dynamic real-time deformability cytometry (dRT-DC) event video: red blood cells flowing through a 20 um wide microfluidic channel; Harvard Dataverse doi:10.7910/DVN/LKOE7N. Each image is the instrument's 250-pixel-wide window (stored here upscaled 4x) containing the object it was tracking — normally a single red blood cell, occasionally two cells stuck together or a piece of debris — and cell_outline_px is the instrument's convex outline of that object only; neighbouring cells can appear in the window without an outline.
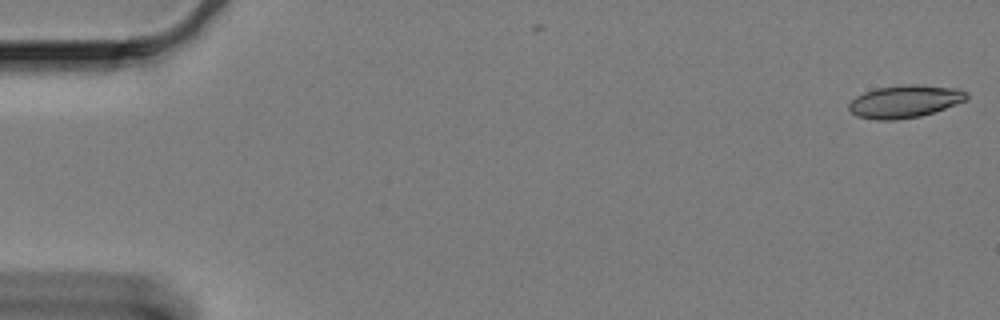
{"species": "Egyptian fruit bat (a non-hibernating species)", "species_latin": "Rousettus aegyptiacus", "temperature_condition": "cold", "stored_images_in_passage": 2, "camera_frame_rate_fps": 3000, "um_per_image_px": 0.085, "animal": {"sex": "female"}, "frame": {"image": 1, "passage_image": 2, "time_ms": 0.333, "image_size_px": [1000, 320], "cell_outline_px": [[968, 100], [920, 116], [896, 120], [876, 120], [856, 116], [848, 108], [848, 104], [856, 96], [864, 92], [876, 88], [908, 84], [916, 84], [960, 88], [968, 92]], "centroid_in_image_um": [76.93, 8.61], "position_along_channel_um": 8.1, "area_um2": 22.48}}